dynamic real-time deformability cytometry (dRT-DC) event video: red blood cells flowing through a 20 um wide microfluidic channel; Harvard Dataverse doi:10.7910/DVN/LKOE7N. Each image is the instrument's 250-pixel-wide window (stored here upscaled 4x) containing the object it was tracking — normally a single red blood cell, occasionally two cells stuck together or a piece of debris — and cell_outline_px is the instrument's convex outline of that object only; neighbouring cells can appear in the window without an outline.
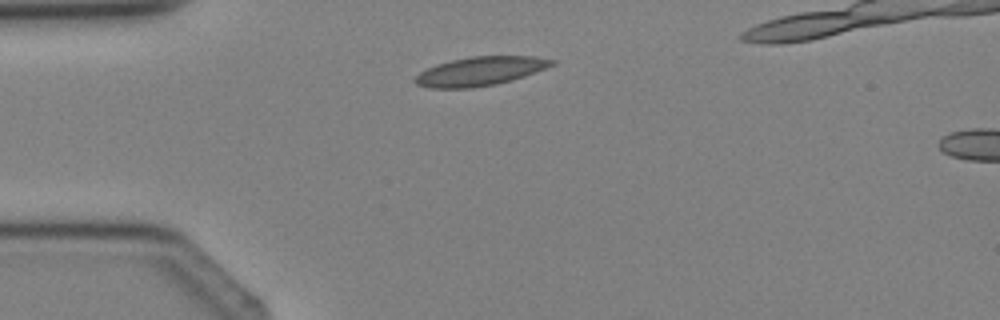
{"species": "Egyptian fruit bat (a non-hibernating species)", "species_latin": "Rousettus aegyptiacus", "temperature_condition": "cold", "stored_images_in_passage": 2, "segment_of_instrument_passage": [1, 2], "camera_frame_rate_fps": 3000, "um_per_image_px": 0.085, "animal": {"sex": "female"}, "frame": {"image": 1, "passage_image": 1, "time_ms": 0.0, "image_size_px": [1000, 320], "cell_outline_px": [[556, 64], [524, 76], [512, 80], [496, 84], [472, 88], [428, 88], [416, 84], [416, 76], [420, 72], [436, 64], [452, 60], [472, 56], [536, 56], [556, 60]], "centroid_in_image_um": [40.84, 6.05], "position_along_channel_um": 44.2, "area_um2": 22.95}}